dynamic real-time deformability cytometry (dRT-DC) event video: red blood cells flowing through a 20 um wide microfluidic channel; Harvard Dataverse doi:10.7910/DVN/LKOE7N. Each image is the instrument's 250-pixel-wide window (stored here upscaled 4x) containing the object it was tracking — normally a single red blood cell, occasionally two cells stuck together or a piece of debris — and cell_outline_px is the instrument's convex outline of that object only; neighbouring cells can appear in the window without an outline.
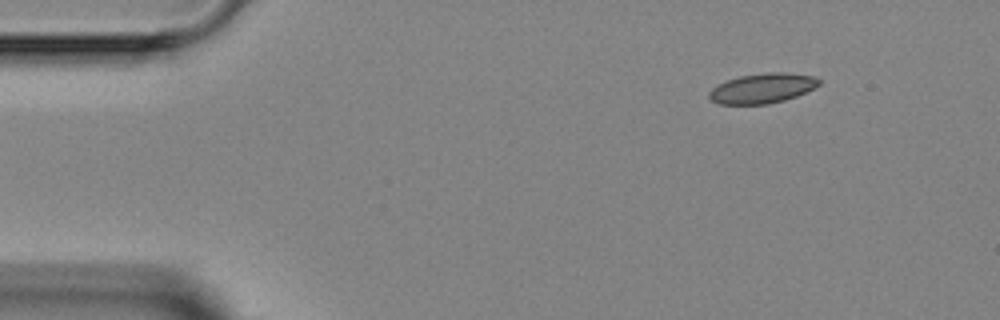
{"species": "Egyptian fruit bat (a non-hibernating species)", "species_latin": "Rousettus aegyptiacus", "temperature_condition": "room temperature", "stored_images_in_passage": 5, "segment_of_instrument_passage": [2, 2], "camera_frame_rate_fps": 3000, "um_per_image_px": 0.085, "animal": {"sex": "female"}, "frame": {"image": 1, "passage_image": 5, "time_ms": 4.667, "image_size_px": [1000, 320], "cell_outline_px": [[820, 84], [796, 96], [784, 100], [768, 104], [716, 104], [708, 96], [708, 92], [716, 84], [740, 76], [768, 72], [784, 72], [812, 76], [820, 80]], "centroid_in_image_um": [64.75, 7.51], "position_along_channel_um": 20.3, "area_um2": 19.02}}